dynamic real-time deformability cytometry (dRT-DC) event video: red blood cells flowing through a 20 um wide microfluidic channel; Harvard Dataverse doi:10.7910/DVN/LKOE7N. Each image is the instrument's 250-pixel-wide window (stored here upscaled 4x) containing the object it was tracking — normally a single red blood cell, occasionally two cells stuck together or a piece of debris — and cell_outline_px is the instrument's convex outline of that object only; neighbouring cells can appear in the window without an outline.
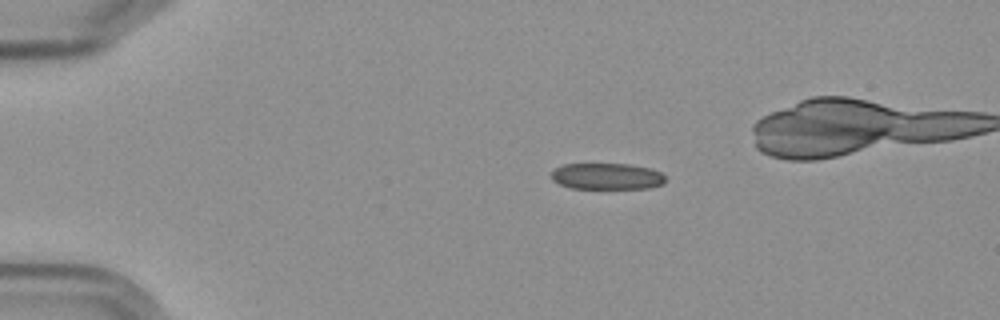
{"species": "Egyptian fruit bat (a non-hibernating species)", "species_latin": "Rousettus aegyptiacus", "temperature_condition": "cold", "stored_images_in_passage": 3, "camera_frame_rate_fps": 3000, "um_per_image_px": 0.085, "frame": {"image": 1, "passage_image": 1, "time_ms": 0.0, "image_size_px": [1000, 320], "cell_outline_px": [[664, 184], [648, 188], [572, 188], [560, 184], [552, 180], [552, 172], [556, 168], [564, 164], [628, 164], [648, 168], [660, 172], [664, 176]], "centroid_in_image_um": [51.58, 14.99], "position_along_channel_um": 33.4, "area_um2": 17.28}}